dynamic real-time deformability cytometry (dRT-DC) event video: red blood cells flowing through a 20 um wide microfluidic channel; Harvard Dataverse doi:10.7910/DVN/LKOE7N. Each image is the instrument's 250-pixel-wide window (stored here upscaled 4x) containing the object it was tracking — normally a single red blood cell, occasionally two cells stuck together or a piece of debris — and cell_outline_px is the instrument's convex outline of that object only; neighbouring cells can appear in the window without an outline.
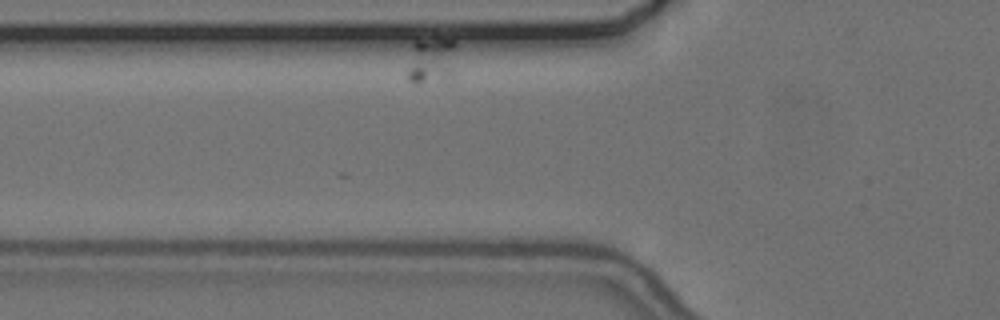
{"species": "common noctule bat (a hibernating species)", "species_latin": "Nyctalus noctula", "temperature_condition": "cold", "stored_images_in_passage": 10, "camera_frame_rate_fps": 3000, "um_per_image_px": 0.085, "animal": {"sex": "female", "body_mass_g": 24.6, "forearm_length_mm": 56.2}, "frame": {"image": 1, "passage_image": 4, "time_ms": 1.0, "image_size_px": [1000, 320], "cell_outline_px": [[456, 44], [448, 72], [444, 76], [420, 80], [408, 80], [408, 72], [412, 40], [456, 40]], "centroid_in_image_um": [36.57, 4.99], "position_along_channel_um": 89.2, "area_um2": 11.62}}